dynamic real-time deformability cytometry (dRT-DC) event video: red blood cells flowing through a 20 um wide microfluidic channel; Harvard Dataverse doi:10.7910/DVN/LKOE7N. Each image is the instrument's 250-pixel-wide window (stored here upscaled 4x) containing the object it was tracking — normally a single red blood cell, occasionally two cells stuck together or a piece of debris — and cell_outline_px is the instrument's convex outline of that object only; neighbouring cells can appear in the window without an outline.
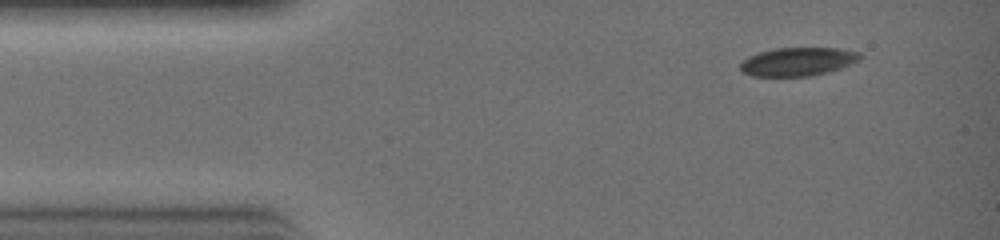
{"species": "common noctule bat (a hibernating species)", "species_latin": "Nyctalus noctula", "temperature_condition": "warm", "stored_images_in_passage": 5, "camera_frame_rate_fps": 3000, "um_per_image_px": 0.085, "animal": {"sex": "female", "body_mass_g": 19.0, "forearm_length_mm": 51.5}, "frame": {"image": 1, "passage_image": 1, "time_ms": 0.0, "image_size_px": [1000, 240], "cell_outline_px": [[864, 56], [860, 60], [840, 68], [828, 72], [808, 76], [752, 76], [744, 72], [740, 68], [740, 64], [748, 56], [760, 52], [776, 48], [836, 48], [856, 52]], "centroid_in_image_um": [67.82, 5.24], "position_along_channel_um": 17.2, "area_um2": 19.65}}